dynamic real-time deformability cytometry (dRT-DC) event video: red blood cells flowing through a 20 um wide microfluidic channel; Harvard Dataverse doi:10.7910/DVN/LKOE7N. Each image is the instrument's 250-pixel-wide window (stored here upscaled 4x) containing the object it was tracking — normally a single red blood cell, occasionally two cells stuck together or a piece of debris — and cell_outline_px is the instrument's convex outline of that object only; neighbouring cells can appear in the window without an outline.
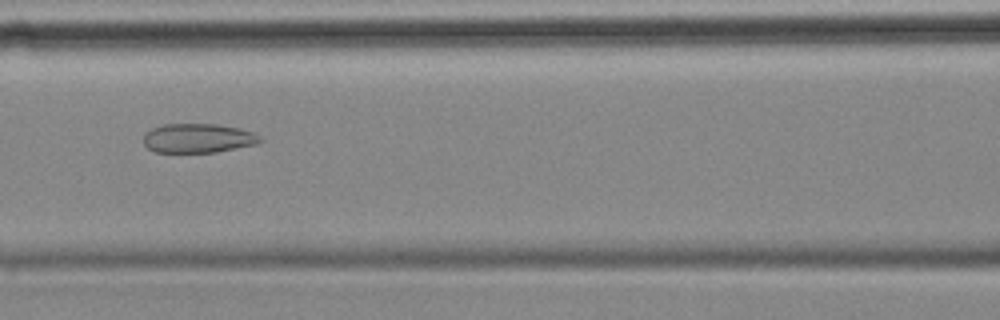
{"species": "common noctule bat (a hibernating species)", "species_latin": "Nyctalus noctula", "temperature_condition": "cold", "stored_images_in_passage": 56, "camera_frame_rate_fps": 3000, "um_per_image_px": 0.085, "animal": {"sex": "female", "body_mass_g": 18.4}, "frame": {"image": 1, "passage_image": 24, "time_ms": 7.667, "image_size_px": [1000, 320], "cell_outline_px": [[264, 140], [256, 144], [216, 152], [152, 152], [144, 144], [144, 132], [152, 128], [164, 124], [216, 124], [240, 128], [252, 132], [260, 136]], "centroid_in_image_um": [16.82, 11.74], "position_along_channel_um": 149.8, "area_um2": 19.94}}
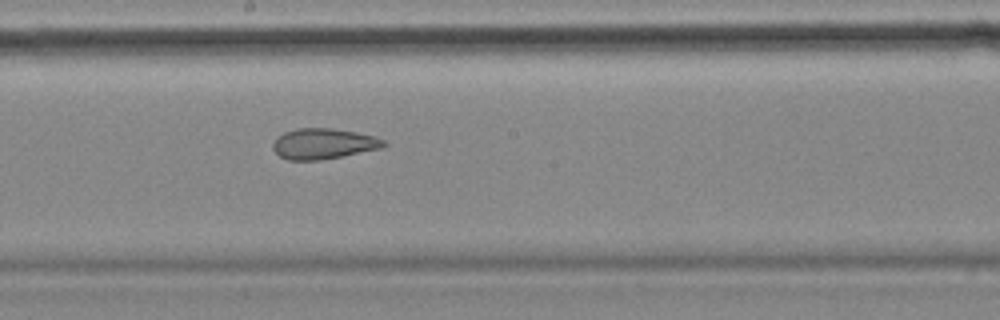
{"frame": {"image": 2, "passage_image": 30, "time_ms": 9.667, "image_size_px": [1000, 320], "cell_outline_px": [[388, 144], [384, 148], [320, 160], [288, 160], [280, 156], [272, 148], [272, 144], [276, 136], [284, 132], [296, 128], [332, 128], [356, 132], [376, 136], [384, 140]], "centroid_in_image_um": [27.5, 12.21], "position_along_channel_um": 220.7, "area_um2": 20.0}}
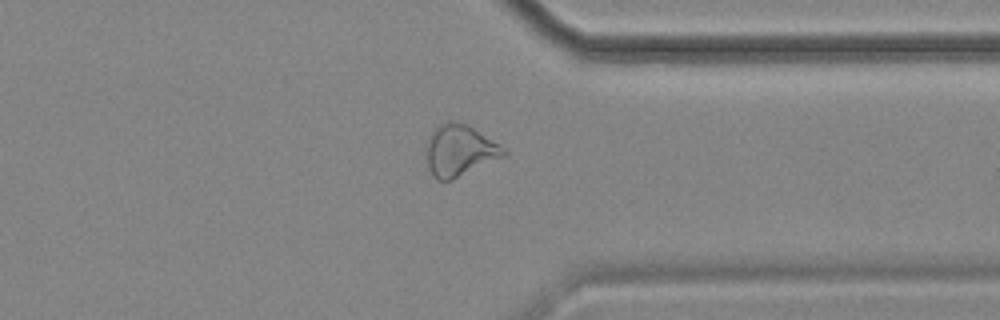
{"frame": {"image": 3, "passage_image": 43, "time_ms": 14.0, "image_size_px": [1000, 320], "cell_outline_px": [[508, 152], [504, 156], [452, 180], [436, 180], [428, 168], [428, 136], [440, 124], [448, 120], [460, 120], [468, 124], [500, 144]], "centroid_in_image_um": [39.09, 12.76], "position_along_channel_um": 372.3, "area_um2": 23.12}, "authors_computed_cell_mechanics": {"area_um2": 25.3453, "velocity_mm_per_s": 3.5657, "shape_relaxation_time_tau1_ms": null, "shape_relaxation_time_tau2_ms": 3.0691, "deformation_change_tau1": null, "deformation_change_tau2": 0.1028}}